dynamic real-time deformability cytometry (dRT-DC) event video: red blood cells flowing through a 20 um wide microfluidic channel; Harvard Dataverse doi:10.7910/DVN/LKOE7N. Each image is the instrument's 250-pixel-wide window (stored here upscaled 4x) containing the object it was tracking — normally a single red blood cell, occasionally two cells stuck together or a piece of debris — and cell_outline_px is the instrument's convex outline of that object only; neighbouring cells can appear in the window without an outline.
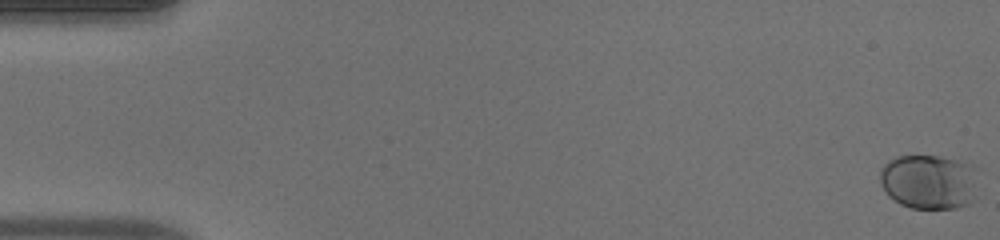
{"species": "human", "species_latin": "Homo sapiens", "temperature_condition": "warm", "stored_images_in_passage": 52, "camera_frame_rate_fps": 3000, "um_per_image_px": 0.085, "donor": {"sex": "male"}, "frame": {"image": 1, "passage_image": 1, "time_ms": 0.0, "image_size_px": [1000, 240], "cell_outline_px": [[980, 172], [976, 200], [968, 204], [956, 208], [912, 208], [900, 204], [888, 196], [880, 184], [880, 168], [888, 160], [896, 156], [940, 156], [972, 164], [980, 168]], "centroid_in_image_um": [79.04, 15.44], "position_along_channel_um": 6.0, "area_um2": 32.43}}
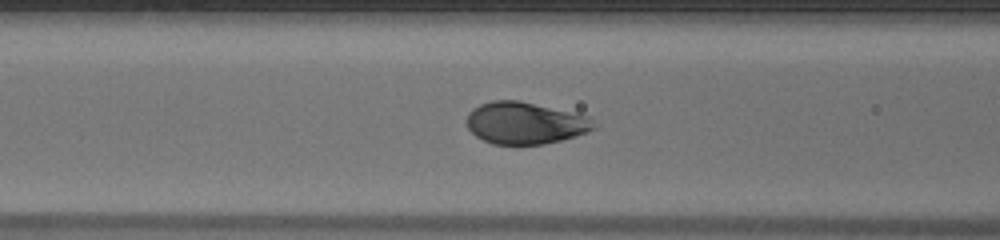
{"frame": {"image": 2, "passage_image": 22, "time_ms": 7.0, "image_size_px": [1000, 240], "cell_outline_px": [[596, 128], [588, 132], [576, 136], [544, 144], [492, 144], [476, 136], [468, 128], [468, 112], [472, 108], [480, 104], [492, 100], [520, 100], [588, 116], [592, 120]], "centroid_in_image_um": [44.63, 10.45], "position_along_channel_um": 122.0, "area_um2": 30.98}}
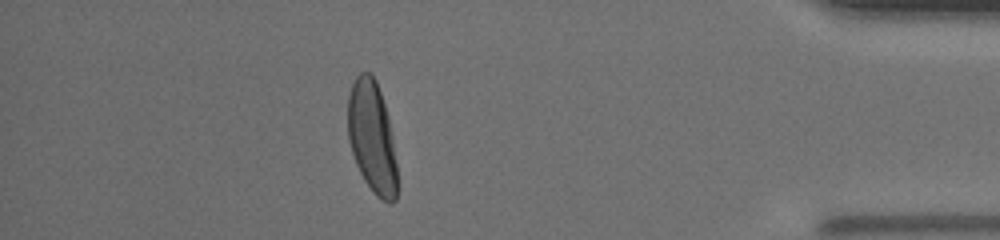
{"frame": {"image": 3, "passage_image": 46, "time_ms": 15.0, "image_size_px": [1000, 240], "cell_outline_px": [[396, 200], [392, 204], [388, 204], [380, 200], [372, 192], [364, 180], [356, 164], [348, 140], [348, 92], [356, 76], [360, 72], [368, 72], [376, 80], [388, 116], [392, 136], [396, 164]], "centroid_in_image_um": [31.61, 11.69], "position_along_channel_um": 403.6, "area_um2": 32.19}, "authors_computed_cell_mechanics": {"area_um2": 31.6455, "velocity_mm_per_s": 4.0617, "shape_relaxation_time_tau1_ms": 2.0482, "shape_relaxation_time_tau2_ms": null, "deformation_change_tau1": 0.1583, "deformation_change_tau2": null}}